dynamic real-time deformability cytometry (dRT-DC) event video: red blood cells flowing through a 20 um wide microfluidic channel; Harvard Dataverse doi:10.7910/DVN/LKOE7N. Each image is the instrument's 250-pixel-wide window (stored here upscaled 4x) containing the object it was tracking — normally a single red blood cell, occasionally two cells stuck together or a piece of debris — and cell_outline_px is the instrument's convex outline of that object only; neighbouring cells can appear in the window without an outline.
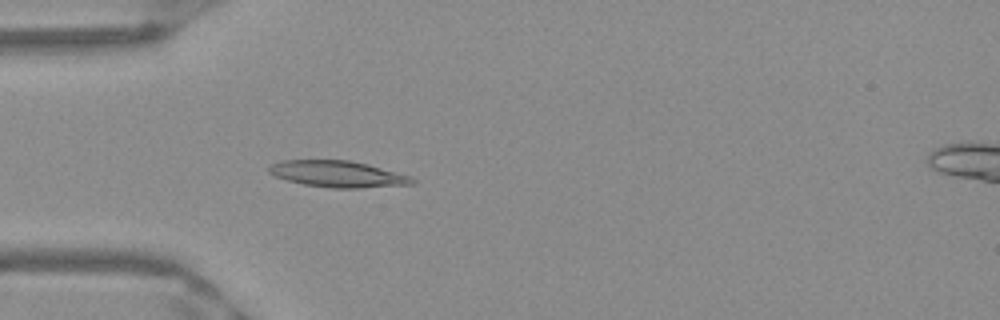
{"species": "Egyptian fruit bat (a non-hibernating species)", "species_latin": "Rousettus aegyptiacus", "temperature_condition": "warm", "stored_images_in_passage": 41, "camera_frame_rate_fps": 3000, "um_per_image_px": 0.085, "frame": {"image": 1, "passage_image": 5, "time_ms": 1.333, "image_size_px": [1000, 320], "cell_outline_px": [[416, 184], [360, 188], [328, 188], [304, 184], [288, 180], [276, 176], [268, 172], [268, 164], [280, 160], [348, 160], [368, 164], [412, 176], [416, 180]], "centroid_in_image_um": [28.73, 14.79], "position_along_channel_um": 56.3, "area_um2": 22.25}}
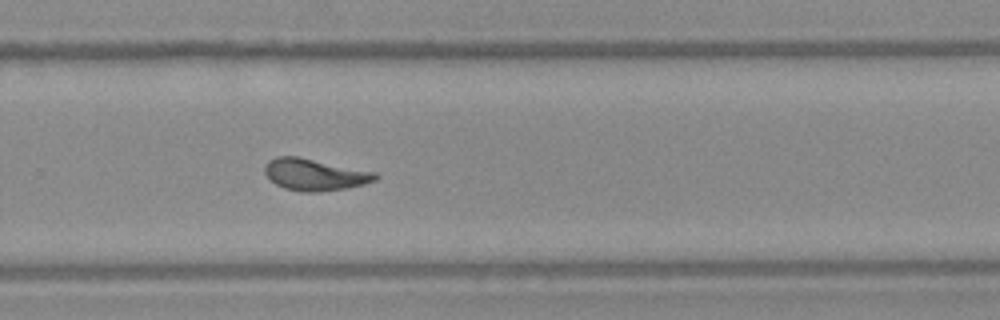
{"frame": {"image": 2, "passage_image": 24, "time_ms": 7.667, "image_size_px": [1000, 320], "cell_outline_px": [[380, 176], [376, 180], [364, 184], [344, 188], [320, 192], [300, 192], [284, 188], [276, 184], [264, 172], [264, 164], [268, 160], [276, 156], [296, 156], [376, 172]], "centroid_in_image_um": [26.74, 14.84], "position_along_channel_um": 303.1, "area_um2": 20.46}}
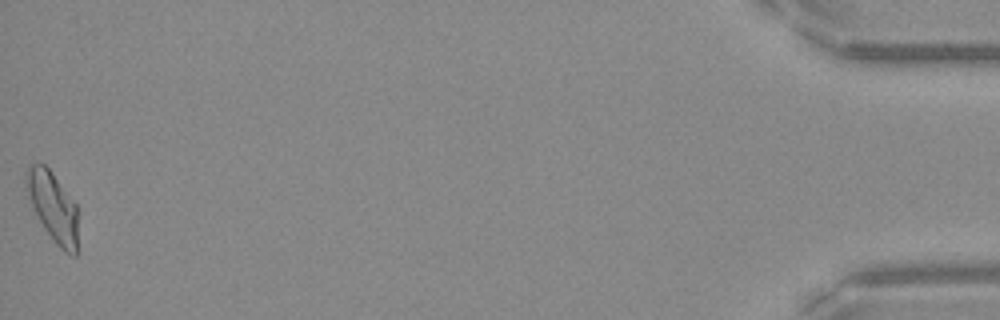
{"frame": {"image": 3, "passage_image": 41, "time_ms": 13.333, "image_size_px": [1000, 320], "cell_outline_px": [[76, 256], [72, 256], [64, 252], [52, 240], [44, 228], [32, 208], [28, 196], [24, 180], [24, 172], [28, 164], [44, 164], [48, 168], [76, 204]], "centroid_in_image_um": [4.44, 17.56], "position_along_channel_um": 430.8, "area_um2": 20.87}, "authors_computed_cell_mechanics": {"area_um2": 20.1144, "velocity_mm_per_s": 3.9669, "shape_relaxation_time_tau1_ms": 8.0556, "shape_relaxation_time_tau2_ms": 1.7539, "deformation_change_tau1": 0.2401, "deformation_change_tau2": 0.0832}}